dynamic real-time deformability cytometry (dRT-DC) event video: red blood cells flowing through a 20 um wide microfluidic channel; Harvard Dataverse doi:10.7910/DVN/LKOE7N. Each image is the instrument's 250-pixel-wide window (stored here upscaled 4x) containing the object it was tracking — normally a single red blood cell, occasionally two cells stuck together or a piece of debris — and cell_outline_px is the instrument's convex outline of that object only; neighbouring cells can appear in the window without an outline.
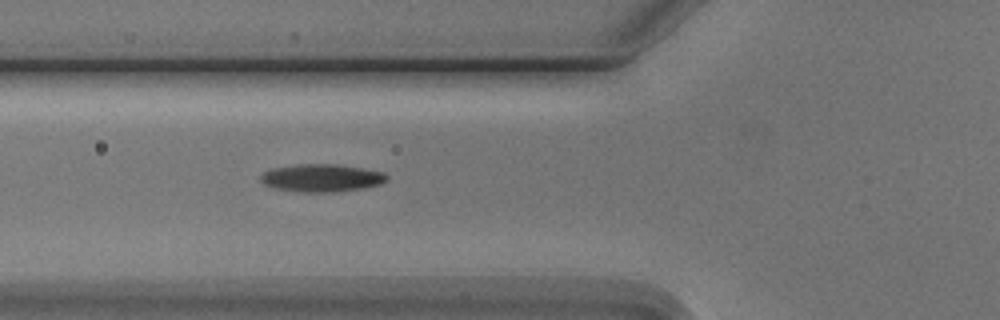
{"species": "Egyptian fruit bat (a non-hibernating species)", "species_latin": "Rousettus aegyptiacus", "temperature_condition": "cold", "stored_images_in_passage": 5, "camera_frame_rate_fps": 3000, "um_per_image_px": 0.085, "animal": {"sex": "male"}, "frame": {"image": 1, "passage_image": 5, "time_ms": 4.667, "image_size_px": [1000, 320], "cell_outline_px": [[388, 180], [380, 184], [364, 188], [332, 192], [300, 192], [276, 188], [264, 184], [260, 180], [260, 176], [264, 172], [272, 168], [296, 164], [340, 164], [364, 168], [384, 172], [388, 176]], "centroid_in_image_um": [27.36, 15.11], "position_along_channel_um": 98.4, "area_um2": 20.52}}